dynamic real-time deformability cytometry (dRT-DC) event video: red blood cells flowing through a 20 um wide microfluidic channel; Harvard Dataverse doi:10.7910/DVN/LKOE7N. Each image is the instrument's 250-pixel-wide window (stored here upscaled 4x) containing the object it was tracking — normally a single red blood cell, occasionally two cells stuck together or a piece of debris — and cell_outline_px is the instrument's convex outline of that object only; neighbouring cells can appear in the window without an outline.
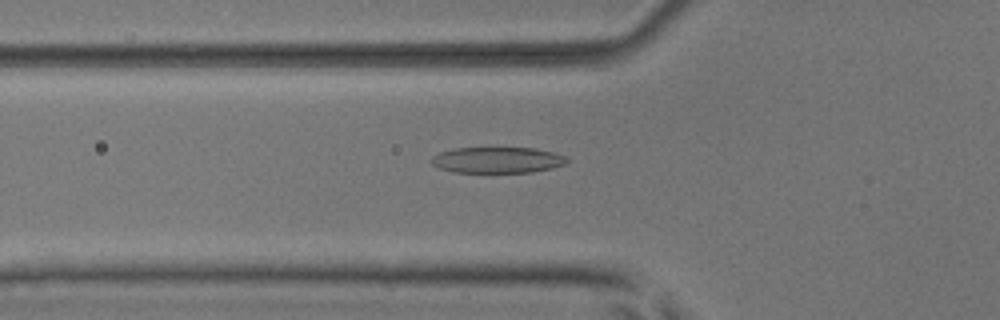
{"species": "common noctule bat (a hibernating species)", "species_latin": "Nyctalus noctula", "temperature_condition": "room temperature", "stored_images_in_passage": 51, "camera_frame_rate_fps": 3000, "um_per_image_px": 0.085, "animal": {"sex": "male", "body_mass_g": 17.9, "forearm_length_mm": 54.2}, "frame": {"image": 1, "passage_image": 18, "time_ms": 5.667, "image_size_px": [1000, 320], "cell_outline_px": [[568, 160], [564, 164], [552, 168], [532, 172], [452, 172], [440, 168], [432, 164], [432, 156], [440, 152], [456, 148], [536, 148], [552, 152], [564, 156]], "centroid_in_image_um": [42.27, 13.6], "position_along_channel_um": 83.5, "area_um2": 20.35}}
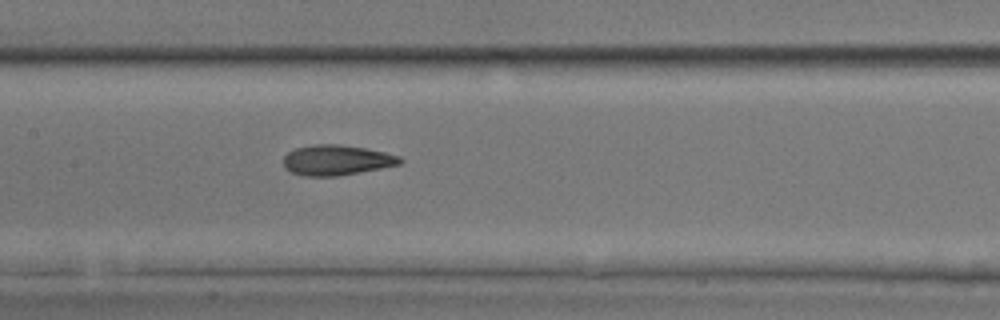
{"frame": {"image": 2, "passage_image": 25, "time_ms": 8.0, "image_size_px": [1000, 320], "cell_outline_px": [[404, 160], [400, 164], [380, 168], [336, 176], [304, 176], [288, 172], [284, 168], [284, 156], [288, 152], [296, 148], [312, 144], [340, 144], [364, 148], [384, 152], [400, 156]], "centroid_in_image_um": [28.57, 13.61], "position_along_channel_um": 178.8, "area_um2": 20.58}}
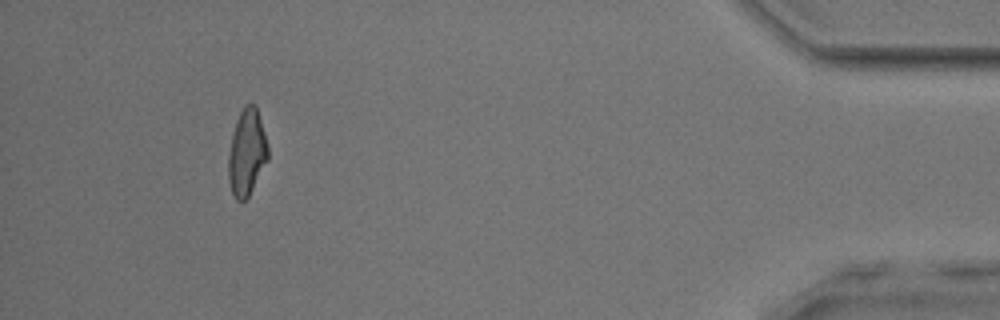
{"frame": {"image": 3, "passage_image": 47, "time_ms": 15.333, "image_size_px": [1000, 320], "cell_outline_px": [[268, 160], [248, 196], [244, 200], [236, 200], [232, 192], [228, 180], [228, 152], [236, 120], [244, 104], [252, 104], [256, 108], [264, 132], [268, 148]], "centroid_in_image_um": [20.96, 12.97], "position_along_channel_um": 414.2, "area_um2": 19.65}, "authors_computed_cell_mechanics": {"area_um2": 20.4034, "velocity_mm_per_s": 4.0763, "shape_relaxation_time_tau1_ms": 3.756, "shape_relaxation_time_tau2_ms": 2.051, "deformation_change_tau1": 0.1659, "deformation_change_tau2": 0.1112}}